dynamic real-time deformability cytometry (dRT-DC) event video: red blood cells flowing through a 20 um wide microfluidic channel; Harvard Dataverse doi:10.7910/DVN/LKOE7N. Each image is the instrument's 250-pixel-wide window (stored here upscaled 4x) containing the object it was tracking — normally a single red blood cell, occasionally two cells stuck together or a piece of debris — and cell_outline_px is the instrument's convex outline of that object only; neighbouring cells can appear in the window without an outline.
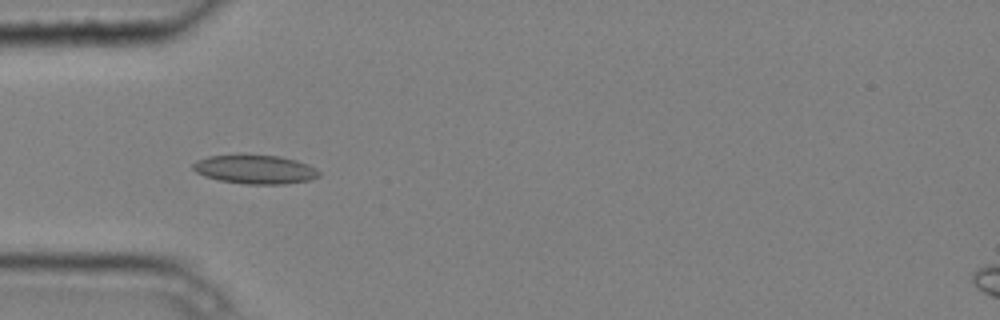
{"species": "common noctule bat (a hibernating species)", "species_latin": "Nyctalus noctula", "temperature_condition": "cold", "stored_images_in_passage": 6, "camera_frame_rate_fps": 3000, "um_per_image_px": 0.085, "animal": {"sex": "male", "body_mass_g": 20.4}, "frame": {"image": 1, "passage_image": 5, "time_ms": 1.333, "image_size_px": [1000, 320], "cell_outline_px": [[320, 176], [308, 180], [284, 184], [244, 184], [220, 180], [204, 176], [196, 172], [192, 168], [192, 164], [196, 160], [208, 156], [240, 152], [280, 156], [296, 160], [308, 164], [320, 172]], "centroid_in_image_um": [21.63, 14.35], "position_along_channel_um": 63.4, "area_um2": 21.91}}
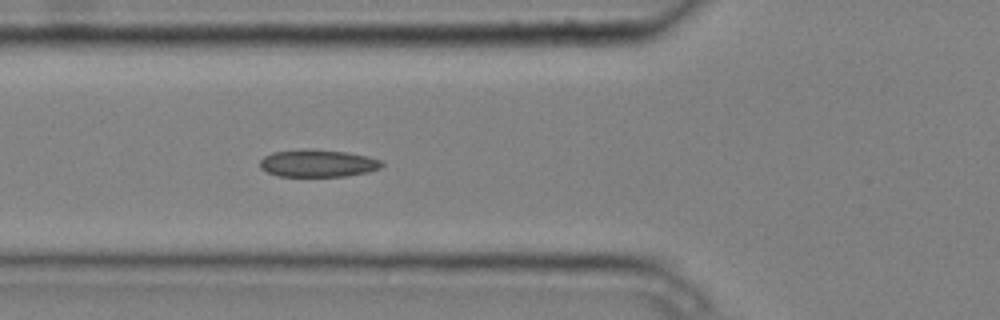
{"frame": {"image": 2, "passage_image": 6, "time_ms": 1.667, "image_size_px": [1000, 320], "cell_outline_px": [[384, 164], [380, 168], [368, 172], [344, 176], [276, 176], [260, 168], [260, 160], [264, 156], [272, 152], [300, 148], [312, 148], [348, 152], [368, 156], [380, 160]], "centroid_in_image_um": [26.99, 13.86], "position_along_channel_um": 98.8, "area_um2": 19.77}}